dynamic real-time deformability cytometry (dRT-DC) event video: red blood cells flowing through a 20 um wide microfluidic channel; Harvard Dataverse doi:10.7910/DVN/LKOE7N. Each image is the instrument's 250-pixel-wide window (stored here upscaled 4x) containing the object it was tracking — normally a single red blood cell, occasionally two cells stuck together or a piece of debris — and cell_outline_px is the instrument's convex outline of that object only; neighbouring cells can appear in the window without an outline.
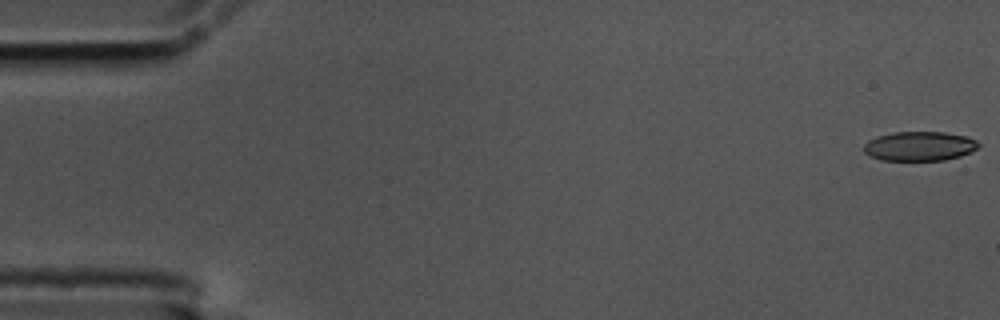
{"species": "common noctule bat (a hibernating species)", "species_latin": "Nyctalus noctula", "temperature_condition": "cold", "stored_images_in_passage": 8, "camera_frame_rate_fps": 3000, "um_per_image_px": 0.085, "animal": {"sex": "male", "body_mass_g": 17.5, "forearm_length_mm": 52.3}, "frame": {"image": 1, "passage_image": 1, "time_ms": 0.0, "image_size_px": [1000, 320], "cell_outline_px": [[980, 144], [976, 148], [960, 156], [944, 160], [880, 160], [868, 156], [864, 152], [864, 144], [868, 140], [876, 136], [892, 132], [944, 132], [968, 136], [976, 140]], "centroid_in_image_um": [78.11, 12.42], "position_along_channel_um": 6.9, "area_um2": 19.71}}